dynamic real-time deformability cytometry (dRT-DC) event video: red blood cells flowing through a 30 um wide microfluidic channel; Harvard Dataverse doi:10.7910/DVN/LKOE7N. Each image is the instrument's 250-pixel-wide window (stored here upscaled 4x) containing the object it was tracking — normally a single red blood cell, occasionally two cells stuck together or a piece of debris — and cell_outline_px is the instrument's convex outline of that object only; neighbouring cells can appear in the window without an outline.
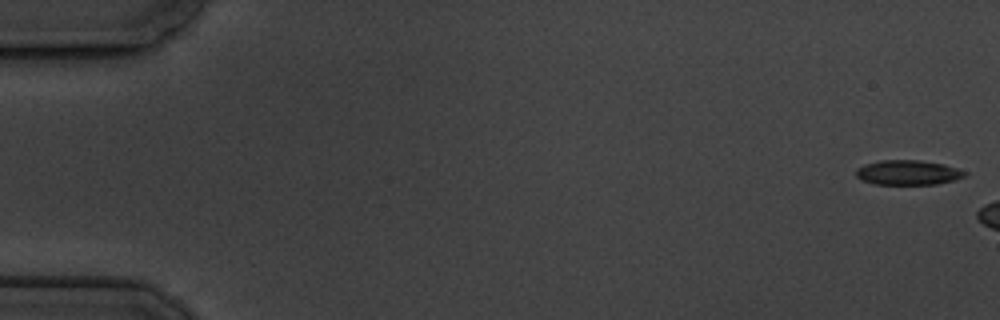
{"species": "common noctule bat (a hibernating species)", "species_latin": "Nyctalus noctula", "temperature_condition": "cold", "stored_images_in_passage": 3, "camera_frame_rate_fps": 3000, "um_per_image_px": 0.085, "animal": {"sex": "male", "body_mass_g": 19.5, "forearm_length_mm": 54.6}, "frame": {"image": 1, "passage_image": 1, "time_ms": 0.0, "image_size_px": [1000, 320], "cell_outline_px": [[968, 176], [956, 180], [936, 184], [872, 184], [860, 180], [856, 176], [856, 168], [864, 164], [880, 160], [920, 160], [944, 164], [968, 172]], "centroid_in_image_um": [77.18, 14.67], "position_along_channel_um": 7.8, "area_um2": 15.95}}